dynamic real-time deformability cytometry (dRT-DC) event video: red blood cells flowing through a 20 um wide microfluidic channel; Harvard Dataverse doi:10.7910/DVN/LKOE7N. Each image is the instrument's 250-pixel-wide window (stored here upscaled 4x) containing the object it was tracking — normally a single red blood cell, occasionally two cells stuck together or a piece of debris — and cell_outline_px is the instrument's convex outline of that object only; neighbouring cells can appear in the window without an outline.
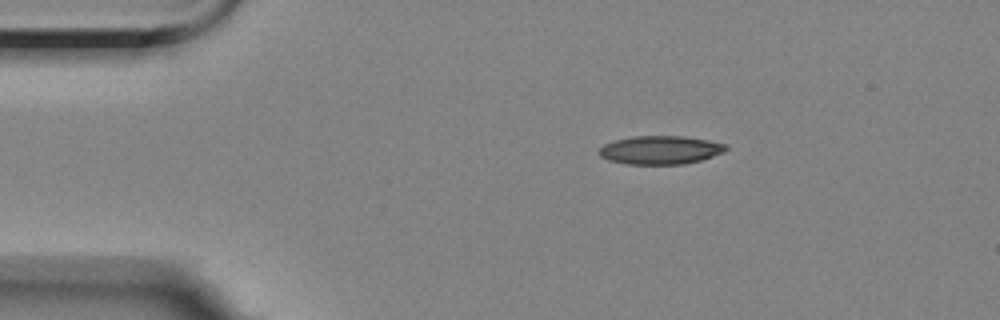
{"species": "Egyptian fruit bat (a non-hibernating species)", "species_latin": "Rousettus aegyptiacus", "temperature_condition": "room temperature", "stored_images_in_passage": 9, "camera_frame_rate_fps": 3000, "um_per_image_px": 0.085, "animal": {"sex": "female"}, "frame": {"image": 1, "passage_image": 1, "time_ms": 0.0, "image_size_px": [1000, 320], "cell_outline_px": [[728, 148], [724, 152], [700, 160], [684, 164], [628, 164], [608, 160], [600, 156], [596, 152], [604, 144], [616, 140], [632, 136], [684, 136], [708, 140], [724, 144]], "centroid_in_image_um": [56.1, 12.75], "position_along_channel_um": 28.9, "area_um2": 20.98}}
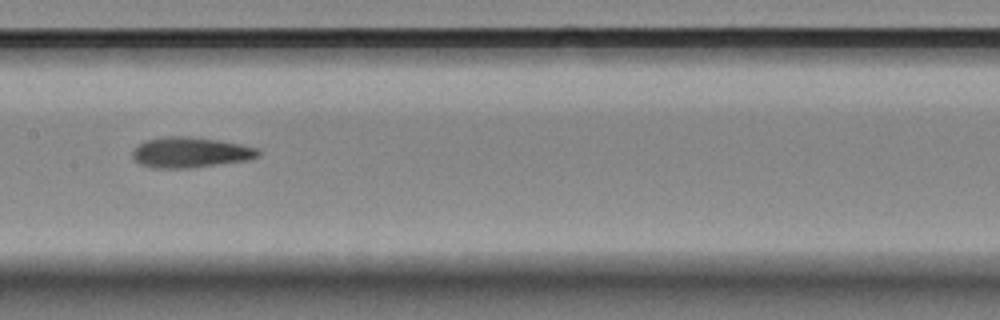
{"frame": {"image": 2, "passage_image": 6, "time_ms": 6.0, "image_size_px": [1000, 320], "cell_outline_px": [[260, 156], [248, 160], [188, 168], [156, 168], [140, 164], [132, 156], [132, 152], [144, 140], [164, 136], [192, 136], [220, 140], [260, 148]], "centroid_in_image_um": [16.22, 12.94], "position_along_channel_um": 191.2, "area_um2": 22.43}}
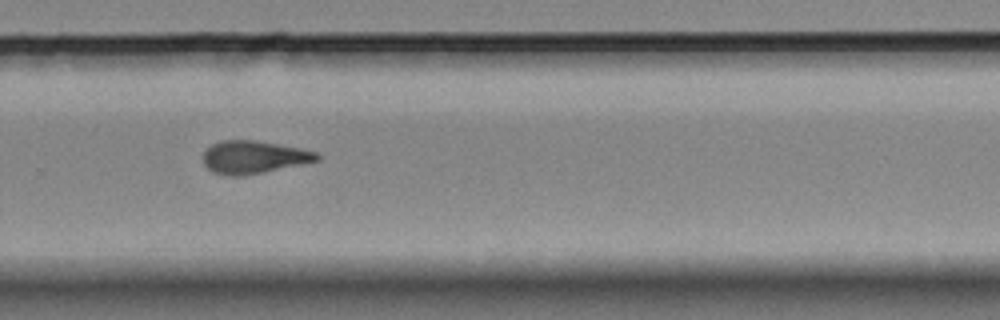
{"frame": {"image": 3, "passage_image": 9, "time_ms": 9.333, "image_size_px": [1000, 320], "cell_outline_px": [[320, 160], [264, 172], [240, 176], [228, 176], [212, 172], [204, 164], [204, 152], [212, 144], [220, 140], [256, 140], [300, 148], [316, 152], [320, 156]], "centroid_in_image_um": [21.56, 13.36], "position_along_channel_um": 308.2, "area_um2": 21.68}}